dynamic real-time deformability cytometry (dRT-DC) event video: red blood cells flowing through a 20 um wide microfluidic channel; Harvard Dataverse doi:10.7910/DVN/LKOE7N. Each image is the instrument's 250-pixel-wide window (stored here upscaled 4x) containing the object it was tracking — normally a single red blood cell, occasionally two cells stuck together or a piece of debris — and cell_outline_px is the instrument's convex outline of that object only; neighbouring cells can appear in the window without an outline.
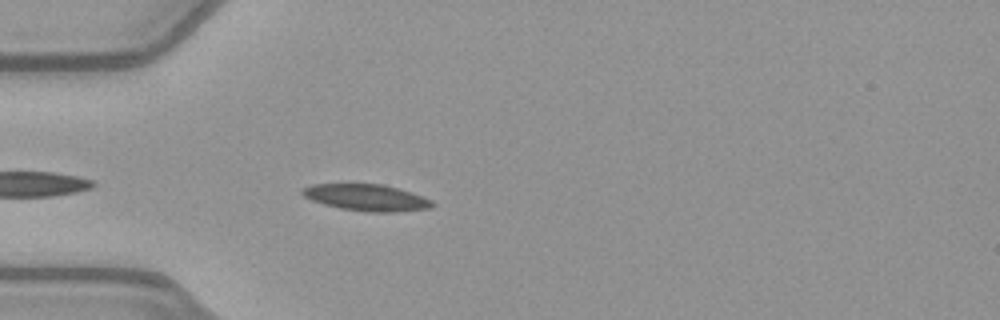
{"species": "common noctule bat (a hibernating species)", "species_latin": "Nyctalus noctula", "temperature_condition": "warm", "stored_images_in_passage": 20, "camera_frame_rate_fps": 3000, "um_per_image_px": 0.085, "animal": {"sex": "female", "body_mass_g": 21.9}, "frame": {"image": 1, "passage_image": 3, "time_ms": 0.667, "image_size_px": [1000, 320], "cell_outline_px": [[436, 204], [432, 208], [396, 212], [368, 212], [340, 208], [324, 204], [312, 200], [304, 196], [300, 192], [300, 188], [312, 184], [384, 184], [412, 192], [432, 200]], "centroid_in_image_um": [31.17, 16.79], "position_along_channel_um": 53.8, "area_um2": 20.29}}
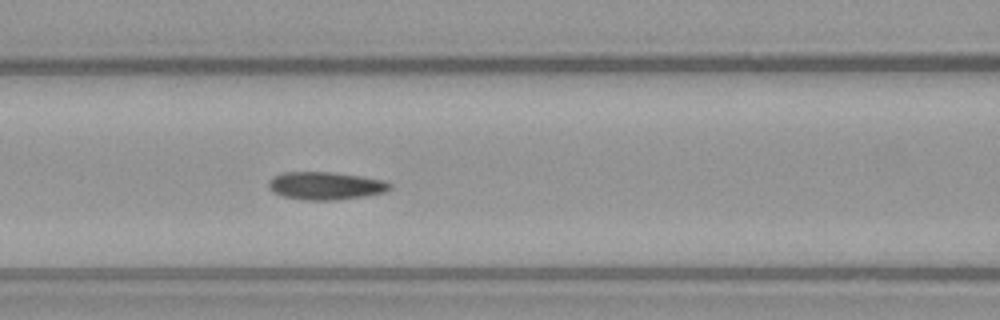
{"frame": {"image": 2, "passage_image": 10, "time_ms": 3.0, "image_size_px": [1000, 320], "cell_outline_px": [[392, 188], [384, 192], [364, 196], [336, 200], [304, 200], [284, 196], [272, 192], [268, 188], [268, 180], [272, 176], [284, 172], [328, 172], [360, 176], [380, 180], [392, 184]], "centroid_in_image_um": [27.61, 15.79], "position_along_channel_um": 139.0, "area_um2": 19.59}}
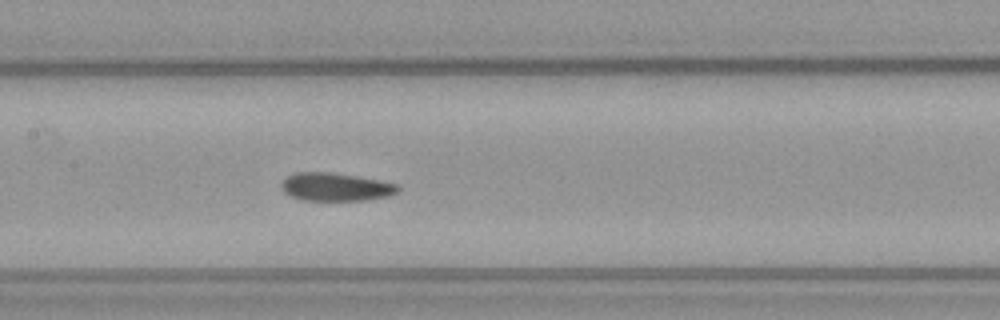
{"frame": {"image": 3, "passage_image": 13, "time_ms": 4.0, "image_size_px": [1000, 320], "cell_outline_px": [[400, 188], [396, 192], [388, 196], [364, 200], [300, 200], [288, 196], [280, 188], [280, 184], [288, 176], [296, 172], [328, 172], [356, 176], [400, 184]], "centroid_in_image_um": [28.5, 15.89], "position_along_channel_um": 178.9, "area_um2": 19.13}}